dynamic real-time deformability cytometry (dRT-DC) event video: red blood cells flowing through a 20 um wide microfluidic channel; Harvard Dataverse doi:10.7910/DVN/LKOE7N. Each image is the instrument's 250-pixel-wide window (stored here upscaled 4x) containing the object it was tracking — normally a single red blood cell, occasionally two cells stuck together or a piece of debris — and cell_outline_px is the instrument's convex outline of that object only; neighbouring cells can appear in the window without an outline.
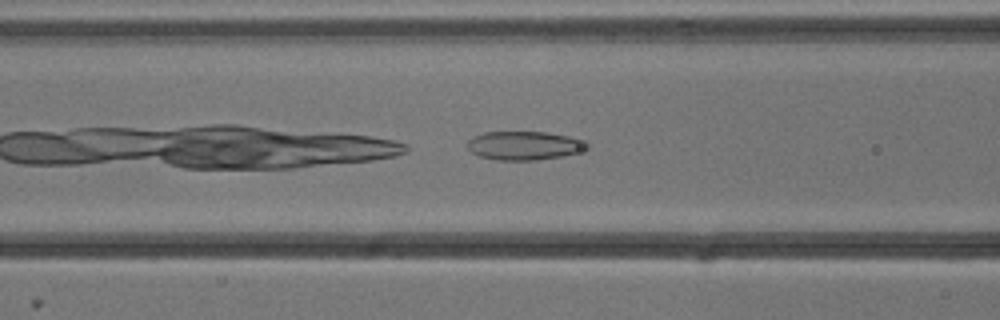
{"species": "common noctule bat (a hibernating species)", "species_latin": "Nyctalus noctula", "temperature_condition": "cold", "stored_images_in_passage": 18, "camera_frame_rate_fps": 3000, "um_per_image_px": 0.085, "animal": {"sex": "male", "body_mass_g": 13.3}, "frame": {"image": 1, "passage_image": 5, "time_ms": 1.333, "image_size_px": [1000, 320], "cell_outline_px": [[588, 148], [576, 152], [560, 156], [536, 160], [500, 160], [480, 156], [472, 152], [468, 148], [468, 140], [484, 132], [548, 132], [588, 140]], "centroid_in_image_um": [44.6, 12.36], "position_along_channel_um": 122.0, "area_um2": 19.83}}
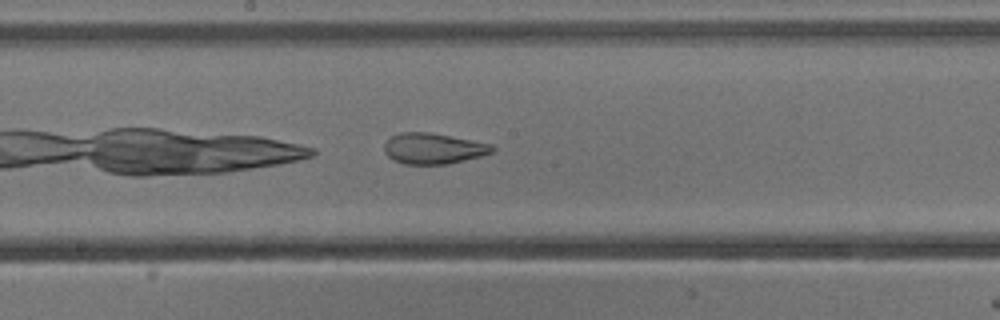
{"frame": {"image": 2, "passage_image": 12, "time_ms": 3.667, "image_size_px": [1000, 320], "cell_outline_px": [[496, 148], [492, 152], [480, 156], [448, 164], [404, 164], [392, 160], [384, 152], [384, 144], [392, 136], [400, 132], [432, 132], [492, 144]], "centroid_in_image_um": [36.82, 12.62], "position_along_channel_um": 211.4, "area_um2": 19.48}}
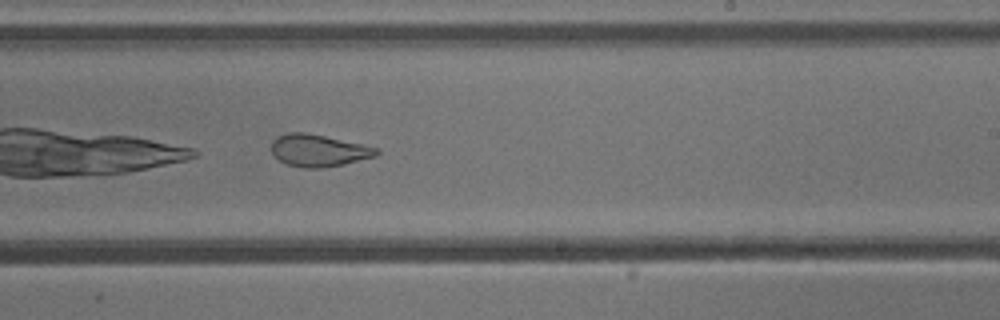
{"frame": {"image": 3, "passage_image": 16, "time_ms": 5.0, "image_size_px": [1000, 320], "cell_outline_px": [[380, 152], [376, 156], [344, 164], [324, 168], [304, 168], [288, 164], [280, 160], [272, 152], [272, 140], [288, 132], [308, 132], [380, 148]], "centroid_in_image_um": [27.12, 12.78], "position_along_channel_um": 261.9, "area_um2": 19.65}}